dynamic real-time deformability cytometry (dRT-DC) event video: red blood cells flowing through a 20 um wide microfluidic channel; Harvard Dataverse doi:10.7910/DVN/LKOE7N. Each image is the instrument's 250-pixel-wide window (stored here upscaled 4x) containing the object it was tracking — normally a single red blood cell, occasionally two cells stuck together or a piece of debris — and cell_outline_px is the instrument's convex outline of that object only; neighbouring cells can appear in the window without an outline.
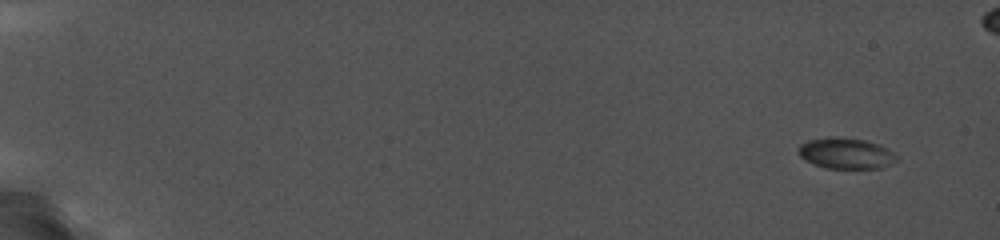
{"species": "common noctule bat (a hibernating species)", "species_latin": "Nyctalus noctula", "temperature_condition": "cold", "stored_images_in_passage": 48, "camera_frame_rate_fps": 5000, "um_per_image_px": 0.085, "animal": {"sex": "female", "body_mass_g": 19.0, "forearm_length_mm": 56.7}, "frame": {"image": 1, "passage_image": 1, "time_ms": 0.0, "image_size_px": [1000, 240], "cell_outline_px": [[900, 160], [880, 168], [824, 168], [804, 160], [796, 152], [796, 148], [800, 144], [808, 140], [828, 136], [836, 136], [864, 140], [880, 144], [888, 148], [900, 156]], "centroid_in_image_um": [71.91, 13.02], "position_along_channel_um": 13.1, "area_um2": 18.21}}
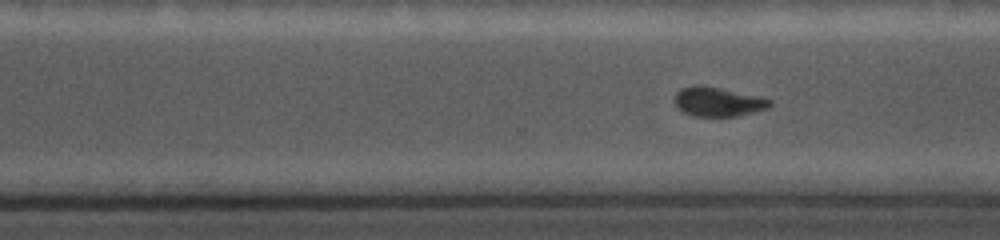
{"frame": {"image": 2, "passage_image": 41, "time_ms": 12.8, "image_size_px": [1000, 240], "cell_outline_px": [[772, 104], [768, 108], [736, 116], [692, 116], [684, 112], [676, 104], [676, 92], [680, 88], [692, 84], [704, 84], [756, 96], [772, 100]], "centroid_in_image_um": [61.0, 8.62], "position_along_channel_um": 309.6, "area_um2": 16.18}}
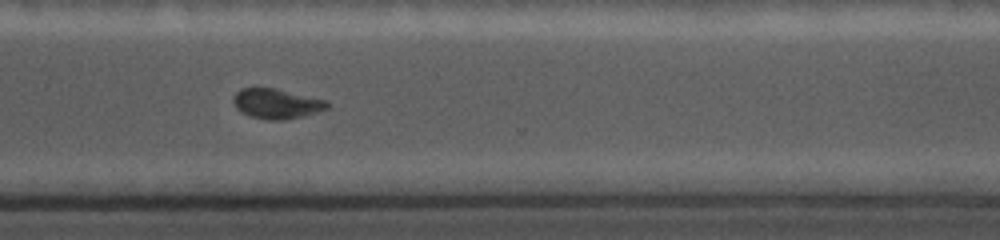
{"frame": {"image": 3, "passage_image": 46, "time_ms": 13.8, "image_size_px": [1000, 240], "cell_outline_px": [[328, 108], [316, 112], [284, 120], [268, 120], [252, 116], [240, 112], [236, 108], [232, 100], [232, 96], [240, 88], [276, 88], [328, 100]], "centroid_in_image_um": [23.48, 8.8], "position_along_channel_um": 347.1, "area_um2": 16.42}}